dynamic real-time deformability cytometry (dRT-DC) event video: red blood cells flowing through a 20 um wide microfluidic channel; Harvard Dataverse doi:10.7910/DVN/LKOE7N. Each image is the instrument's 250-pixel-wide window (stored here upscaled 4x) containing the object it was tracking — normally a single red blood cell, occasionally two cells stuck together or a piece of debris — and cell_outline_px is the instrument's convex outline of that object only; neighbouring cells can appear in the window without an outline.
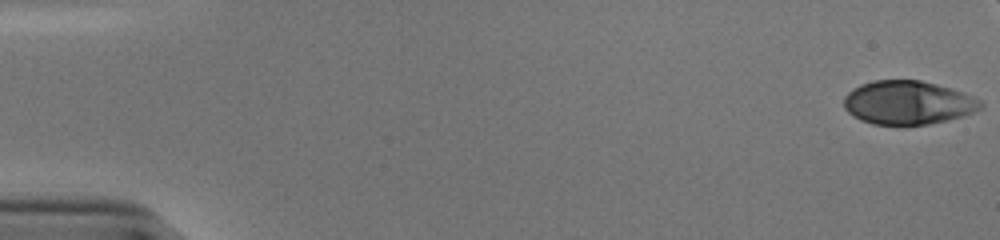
{"species": "human", "species_latin": "Homo sapiens", "temperature_condition": "cold", "stored_images_in_passage": 49, "camera_frame_rate_fps": 3000, "um_per_image_px": 0.085, "donor": {"sex": "male"}, "frame": {"image": 1, "passage_image": 1, "time_ms": 0.0, "image_size_px": [1000, 240], "cell_outline_px": [[984, 104], [980, 108], [972, 112], [948, 120], [928, 124], [872, 124], [860, 120], [852, 116], [844, 108], [844, 96], [852, 88], [860, 84], [872, 80], [920, 80], [936, 84], [972, 96], [980, 100]], "centroid_in_image_um": [77.11, 8.72], "position_along_channel_um": 7.9, "area_um2": 34.56}}
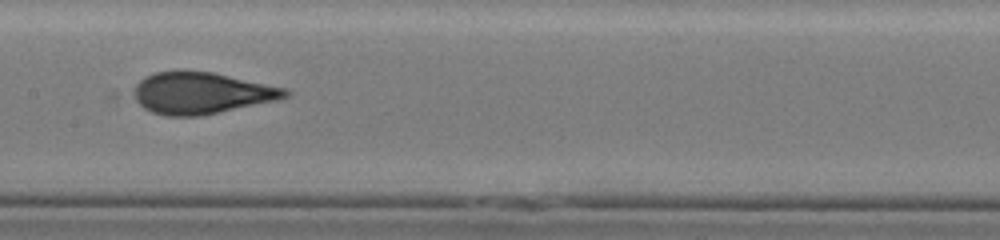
{"frame": {"image": 2, "passage_image": 28, "time_ms": 9.0, "image_size_px": [1000, 240], "cell_outline_px": [[292, 92], [288, 96], [276, 100], [220, 112], [200, 116], [164, 116], [152, 112], [144, 108], [136, 100], [132, 92], [136, 84], [144, 76], [156, 72], [176, 68], [212, 72], [288, 88]], "centroid_in_image_um": [17.09, 7.88], "position_along_channel_um": 190.3, "area_um2": 37.34}}
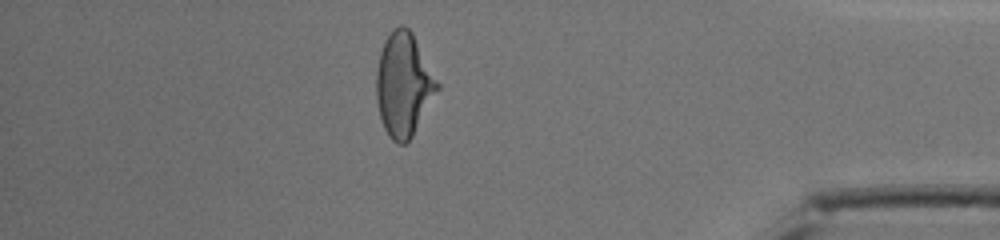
{"frame": {"image": 3, "passage_image": 47, "time_ms": 15.333, "image_size_px": [1000, 240], "cell_outline_px": [[440, 88], [412, 136], [404, 144], [396, 144], [388, 136], [384, 128], [380, 116], [376, 100], [376, 72], [380, 52], [384, 40], [392, 28], [400, 24], [404, 24], [412, 32], [440, 84]], "centroid_in_image_um": [34.3, 7.17], "position_along_channel_um": 400.9, "area_um2": 36.99}}